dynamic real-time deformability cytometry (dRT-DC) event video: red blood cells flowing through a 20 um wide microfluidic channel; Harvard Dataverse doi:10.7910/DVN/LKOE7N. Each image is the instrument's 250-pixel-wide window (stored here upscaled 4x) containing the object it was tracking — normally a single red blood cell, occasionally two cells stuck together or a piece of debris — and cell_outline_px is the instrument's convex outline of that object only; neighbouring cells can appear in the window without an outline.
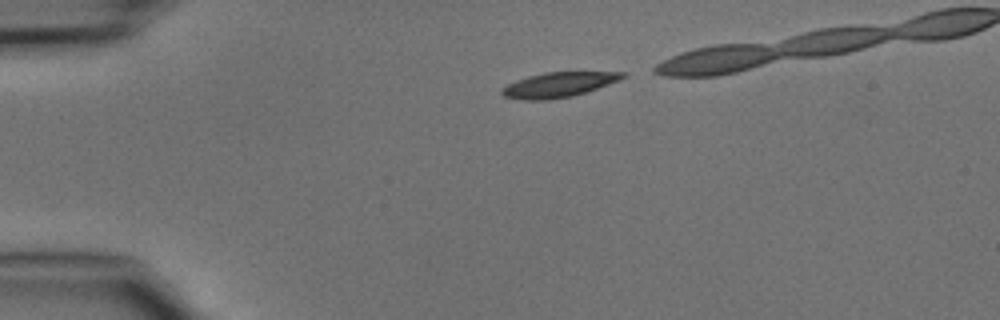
{"species": "common noctule bat (a hibernating species)", "species_latin": "Nyctalus noctula", "temperature_condition": "cold", "stored_images_in_passage": 29, "camera_frame_rate_fps": 3000, "um_per_image_px": 0.085, "animal": {"sex": "male", "body_mass_g": 15.6}, "frame": {"image": 1, "passage_image": 1, "time_ms": 0.0, "image_size_px": [1000, 320], "cell_outline_px": [[628, 76], [620, 80], [572, 96], [548, 100], [520, 100], [504, 96], [500, 92], [500, 88], [516, 80], [528, 76], [544, 72], [628, 72]], "centroid_in_image_um": [47.46, 7.2], "position_along_channel_um": 37.5, "area_um2": 17.57}}
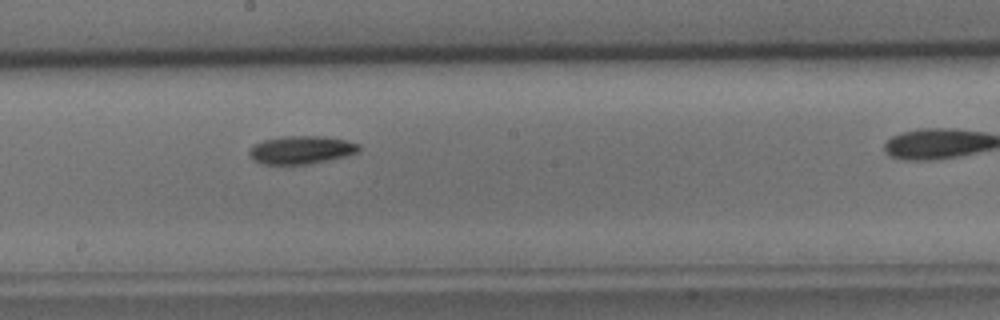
{"frame": {"image": 2, "passage_image": 17, "time_ms": 5.333, "image_size_px": [1000, 320], "cell_outline_px": [[360, 152], [328, 160], [308, 164], [264, 164], [252, 160], [248, 156], [248, 148], [252, 144], [264, 140], [280, 136], [320, 136], [344, 140], [360, 144]], "centroid_in_image_um": [25.54, 12.74], "position_along_channel_um": 222.7, "area_um2": 18.09}}